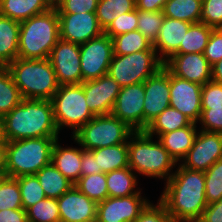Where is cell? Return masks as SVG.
<instances>
[{"label": "cell", "instance_id": "6da1fadb", "mask_svg": "<svg viewBox=\"0 0 222 222\" xmlns=\"http://www.w3.org/2000/svg\"><path fill=\"white\" fill-rule=\"evenodd\" d=\"M166 181L159 200L176 222H198L207 207L205 197V174L183 167Z\"/></svg>", "mask_w": 222, "mask_h": 222}, {"label": "cell", "instance_id": "7a4b0ae2", "mask_svg": "<svg viewBox=\"0 0 222 222\" xmlns=\"http://www.w3.org/2000/svg\"><path fill=\"white\" fill-rule=\"evenodd\" d=\"M5 141L59 137L51 100L23 99L3 117Z\"/></svg>", "mask_w": 222, "mask_h": 222}, {"label": "cell", "instance_id": "3957f363", "mask_svg": "<svg viewBox=\"0 0 222 222\" xmlns=\"http://www.w3.org/2000/svg\"><path fill=\"white\" fill-rule=\"evenodd\" d=\"M153 139L145 131H135L129 137V167L139 175L167 181L173 175L177 163L161 142Z\"/></svg>", "mask_w": 222, "mask_h": 222}, {"label": "cell", "instance_id": "277c9868", "mask_svg": "<svg viewBox=\"0 0 222 222\" xmlns=\"http://www.w3.org/2000/svg\"><path fill=\"white\" fill-rule=\"evenodd\" d=\"M59 39V17L53 6L44 13L20 22L18 57L47 59Z\"/></svg>", "mask_w": 222, "mask_h": 222}, {"label": "cell", "instance_id": "5b68a950", "mask_svg": "<svg viewBox=\"0 0 222 222\" xmlns=\"http://www.w3.org/2000/svg\"><path fill=\"white\" fill-rule=\"evenodd\" d=\"M6 68L23 99L51 100L60 86L49 58L22 59L18 57Z\"/></svg>", "mask_w": 222, "mask_h": 222}, {"label": "cell", "instance_id": "8992f818", "mask_svg": "<svg viewBox=\"0 0 222 222\" xmlns=\"http://www.w3.org/2000/svg\"><path fill=\"white\" fill-rule=\"evenodd\" d=\"M59 137H39L6 142L5 175L17 178L34 175L51 163V153Z\"/></svg>", "mask_w": 222, "mask_h": 222}, {"label": "cell", "instance_id": "52a82bcc", "mask_svg": "<svg viewBox=\"0 0 222 222\" xmlns=\"http://www.w3.org/2000/svg\"><path fill=\"white\" fill-rule=\"evenodd\" d=\"M135 131L119 118L108 115L94 116L71 138L84 150H94L126 143Z\"/></svg>", "mask_w": 222, "mask_h": 222}, {"label": "cell", "instance_id": "ba28073f", "mask_svg": "<svg viewBox=\"0 0 222 222\" xmlns=\"http://www.w3.org/2000/svg\"><path fill=\"white\" fill-rule=\"evenodd\" d=\"M51 102L59 133L70 127L73 135L95 116L86 103L83 83L59 86Z\"/></svg>", "mask_w": 222, "mask_h": 222}, {"label": "cell", "instance_id": "9c48e42d", "mask_svg": "<svg viewBox=\"0 0 222 222\" xmlns=\"http://www.w3.org/2000/svg\"><path fill=\"white\" fill-rule=\"evenodd\" d=\"M162 67L164 62L156 51H139L127 55H113L108 75L124 87L145 82Z\"/></svg>", "mask_w": 222, "mask_h": 222}, {"label": "cell", "instance_id": "30bf717a", "mask_svg": "<svg viewBox=\"0 0 222 222\" xmlns=\"http://www.w3.org/2000/svg\"><path fill=\"white\" fill-rule=\"evenodd\" d=\"M113 55L112 39L104 33L81 44L80 67L82 83L108 74Z\"/></svg>", "mask_w": 222, "mask_h": 222}, {"label": "cell", "instance_id": "8fae6325", "mask_svg": "<svg viewBox=\"0 0 222 222\" xmlns=\"http://www.w3.org/2000/svg\"><path fill=\"white\" fill-rule=\"evenodd\" d=\"M218 159H222V133L198 130L180 164L190 170L205 172Z\"/></svg>", "mask_w": 222, "mask_h": 222}, {"label": "cell", "instance_id": "7c38bea8", "mask_svg": "<svg viewBox=\"0 0 222 222\" xmlns=\"http://www.w3.org/2000/svg\"><path fill=\"white\" fill-rule=\"evenodd\" d=\"M144 82L121 87L111 114L134 131H144Z\"/></svg>", "mask_w": 222, "mask_h": 222}, {"label": "cell", "instance_id": "4fadbf2b", "mask_svg": "<svg viewBox=\"0 0 222 222\" xmlns=\"http://www.w3.org/2000/svg\"><path fill=\"white\" fill-rule=\"evenodd\" d=\"M49 60L60 86L82 83L79 44L59 39L52 48Z\"/></svg>", "mask_w": 222, "mask_h": 222}, {"label": "cell", "instance_id": "5bb4252c", "mask_svg": "<svg viewBox=\"0 0 222 222\" xmlns=\"http://www.w3.org/2000/svg\"><path fill=\"white\" fill-rule=\"evenodd\" d=\"M141 191L127 197H107L98 203L96 222H134L150 202Z\"/></svg>", "mask_w": 222, "mask_h": 222}, {"label": "cell", "instance_id": "9a60e30c", "mask_svg": "<svg viewBox=\"0 0 222 222\" xmlns=\"http://www.w3.org/2000/svg\"><path fill=\"white\" fill-rule=\"evenodd\" d=\"M144 131L166 108L170 107V71L164 66L144 82Z\"/></svg>", "mask_w": 222, "mask_h": 222}, {"label": "cell", "instance_id": "2e32d148", "mask_svg": "<svg viewBox=\"0 0 222 222\" xmlns=\"http://www.w3.org/2000/svg\"><path fill=\"white\" fill-rule=\"evenodd\" d=\"M59 17L60 39L75 44H83L104 33L96 13H57Z\"/></svg>", "mask_w": 222, "mask_h": 222}, {"label": "cell", "instance_id": "e0dca14e", "mask_svg": "<svg viewBox=\"0 0 222 222\" xmlns=\"http://www.w3.org/2000/svg\"><path fill=\"white\" fill-rule=\"evenodd\" d=\"M202 85L173 75L170 72V107L197 123L201 116Z\"/></svg>", "mask_w": 222, "mask_h": 222}, {"label": "cell", "instance_id": "ac0fdd59", "mask_svg": "<svg viewBox=\"0 0 222 222\" xmlns=\"http://www.w3.org/2000/svg\"><path fill=\"white\" fill-rule=\"evenodd\" d=\"M86 103L95 115L111 114L121 86L108 74L83 82Z\"/></svg>", "mask_w": 222, "mask_h": 222}, {"label": "cell", "instance_id": "d6986e66", "mask_svg": "<svg viewBox=\"0 0 222 222\" xmlns=\"http://www.w3.org/2000/svg\"><path fill=\"white\" fill-rule=\"evenodd\" d=\"M57 203L61 222H96L98 203L80 192L75 185L62 194Z\"/></svg>", "mask_w": 222, "mask_h": 222}, {"label": "cell", "instance_id": "ffe728a7", "mask_svg": "<svg viewBox=\"0 0 222 222\" xmlns=\"http://www.w3.org/2000/svg\"><path fill=\"white\" fill-rule=\"evenodd\" d=\"M164 66L175 76L204 85L211 81V65L200 53L174 54Z\"/></svg>", "mask_w": 222, "mask_h": 222}, {"label": "cell", "instance_id": "44dd1931", "mask_svg": "<svg viewBox=\"0 0 222 222\" xmlns=\"http://www.w3.org/2000/svg\"><path fill=\"white\" fill-rule=\"evenodd\" d=\"M191 25L192 23L190 22L168 17L164 18L156 41L152 44L163 62L179 50L180 44Z\"/></svg>", "mask_w": 222, "mask_h": 222}, {"label": "cell", "instance_id": "7402d4cb", "mask_svg": "<svg viewBox=\"0 0 222 222\" xmlns=\"http://www.w3.org/2000/svg\"><path fill=\"white\" fill-rule=\"evenodd\" d=\"M196 124L197 123L192 122L189 126L160 134L157 137L177 164L186 157L189 149L193 145L198 132Z\"/></svg>", "mask_w": 222, "mask_h": 222}, {"label": "cell", "instance_id": "603a6c76", "mask_svg": "<svg viewBox=\"0 0 222 222\" xmlns=\"http://www.w3.org/2000/svg\"><path fill=\"white\" fill-rule=\"evenodd\" d=\"M82 147H61L59 140L54 143L51 163L73 184L81 177Z\"/></svg>", "mask_w": 222, "mask_h": 222}, {"label": "cell", "instance_id": "cb8c5ba5", "mask_svg": "<svg viewBox=\"0 0 222 222\" xmlns=\"http://www.w3.org/2000/svg\"><path fill=\"white\" fill-rule=\"evenodd\" d=\"M52 7V0H0V15L22 22Z\"/></svg>", "mask_w": 222, "mask_h": 222}, {"label": "cell", "instance_id": "d4e9b609", "mask_svg": "<svg viewBox=\"0 0 222 222\" xmlns=\"http://www.w3.org/2000/svg\"><path fill=\"white\" fill-rule=\"evenodd\" d=\"M20 22L0 15V60L7 66L19 52Z\"/></svg>", "mask_w": 222, "mask_h": 222}, {"label": "cell", "instance_id": "484cf974", "mask_svg": "<svg viewBox=\"0 0 222 222\" xmlns=\"http://www.w3.org/2000/svg\"><path fill=\"white\" fill-rule=\"evenodd\" d=\"M102 173L129 167L128 142L91 150Z\"/></svg>", "mask_w": 222, "mask_h": 222}, {"label": "cell", "instance_id": "4316f807", "mask_svg": "<svg viewBox=\"0 0 222 222\" xmlns=\"http://www.w3.org/2000/svg\"><path fill=\"white\" fill-rule=\"evenodd\" d=\"M137 177L136 173L130 167L106 173V185L109 197H127L139 193L141 189L137 188Z\"/></svg>", "mask_w": 222, "mask_h": 222}, {"label": "cell", "instance_id": "83f0119b", "mask_svg": "<svg viewBox=\"0 0 222 222\" xmlns=\"http://www.w3.org/2000/svg\"><path fill=\"white\" fill-rule=\"evenodd\" d=\"M35 175L47 198L58 199L74 185L52 163L44 166Z\"/></svg>", "mask_w": 222, "mask_h": 222}, {"label": "cell", "instance_id": "f1b7e54d", "mask_svg": "<svg viewBox=\"0 0 222 222\" xmlns=\"http://www.w3.org/2000/svg\"><path fill=\"white\" fill-rule=\"evenodd\" d=\"M192 121L175 108L168 107L162 111L145 129L150 136H159L176 129L189 126Z\"/></svg>", "mask_w": 222, "mask_h": 222}, {"label": "cell", "instance_id": "f546056e", "mask_svg": "<svg viewBox=\"0 0 222 222\" xmlns=\"http://www.w3.org/2000/svg\"><path fill=\"white\" fill-rule=\"evenodd\" d=\"M202 0H167L163 13L165 17L190 22H200Z\"/></svg>", "mask_w": 222, "mask_h": 222}, {"label": "cell", "instance_id": "4dcf8cb0", "mask_svg": "<svg viewBox=\"0 0 222 222\" xmlns=\"http://www.w3.org/2000/svg\"><path fill=\"white\" fill-rule=\"evenodd\" d=\"M113 54L127 55L139 51H155L152 43L138 30L114 36Z\"/></svg>", "mask_w": 222, "mask_h": 222}, {"label": "cell", "instance_id": "1f68e13d", "mask_svg": "<svg viewBox=\"0 0 222 222\" xmlns=\"http://www.w3.org/2000/svg\"><path fill=\"white\" fill-rule=\"evenodd\" d=\"M213 27L202 22L192 24L182 40L179 50L175 54L200 53L203 54Z\"/></svg>", "mask_w": 222, "mask_h": 222}, {"label": "cell", "instance_id": "d6a6232c", "mask_svg": "<svg viewBox=\"0 0 222 222\" xmlns=\"http://www.w3.org/2000/svg\"><path fill=\"white\" fill-rule=\"evenodd\" d=\"M135 9V0H99L96 17L100 27L105 30L115 18Z\"/></svg>", "mask_w": 222, "mask_h": 222}, {"label": "cell", "instance_id": "836d02e7", "mask_svg": "<svg viewBox=\"0 0 222 222\" xmlns=\"http://www.w3.org/2000/svg\"><path fill=\"white\" fill-rule=\"evenodd\" d=\"M23 97L7 68L0 69V116L4 117L21 103Z\"/></svg>", "mask_w": 222, "mask_h": 222}, {"label": "cell", "instance_id": "e575fe53", "mask_svg": "<svg viewBox=\"0 0 222 222\" xmlns=\"http://www.w3.org/2000/svg\"><path fill=\"white\" fill-rule=\"evenodd\" d=\"M74 185L80 192L96 203L104 201L109 197L105 173L81 176Z\"/></svg>", "mask_w": 222, "mask_h": 222}, {"label": "cell", "instance_id": "d590c367", "mask_svg": "<svg viewBox=\"0 0 222 222\" xmlns=\"http://www.w3.org/2000/svg\"><path fill=\"white\" fill-rule=\"evenodd\" d=\"M28 222H61L57 199L45 198L26 210Z\"/></svg>", "mask_w": 222, "mask_h": 222}, {"label": "cell", "instance_id": "8d00e7d4", "mask_svg": "<svg viewBox=\"0 0 222 222\" xmlns=\"http://www.w3.org/2000/svg\"><path fill=\"white\" fill-rule=\"evenodd\" d=\"M15 179L18 181L20 187L22 206L25 211L38 201L46 198L35 174L20 176Z\"/></svg>", "mask_w": 222, "mask_h": 222}, {"label": "cell", "instance_id": "74e56055", "mask_svg": "<svg viewBox=\"0 0 222 222\" xmlns=\"http://www.w3.org/2000/svg\"><path fill=\"white\" fill-rule=\"evenodd\" d=\"M138 10L137 30L140 31L152 44L156 41L163 20V11Z\"/></svg>", "mask_w": 222, "mask_h": 222}, {"label": "cell", "instance_id": "f35d334b", "mask_svg": "<svg viewBox=\"0 0 222 222\" xmlns=\"http://www.w3.org/2000/svg\"><path fill=\"white\" fill-rule=\"evenodd\" d=\"M205 197L208 204L222 199V159H218L204 172Z\"/></svg>", "mask_w": 222, "mask_h": 222}, {"label": "cell", "instance_id": "ab89813d", "mask_svg": "<svg viewBox=\"0 0 222 222\" xmlns=\"http://www.w3.org/2000/svg\"><path fill=\"white\" fill-rule=\"evenodd\" d=\"M19 208L23 206L18 181L5 176L0 182V211Z\"/></svg>", "mask_w": 222, "mask_h": 222}, {"label": "cell", "instance_id": "60d3db41", "mask_svg": "<svg viewBox=\"0 0 222 222\" xmlns=\"http://www.w3.org/2000/svg\"><path fill=\"white\" fill-rule=\"evenodd\" d=\"M138 10L123 13L113 20L104 30V34L113 38L119 34L137 30Z\"/></svg>", "mask_w": 222, "mask_h": 222}, {"label": "cell", "instance_id": "b9f144b4", "mask_svg": "<svg viewBox=\"0 0 222 222\" xmlns=\"http://www.w3.org/2000/svg\"><path fill=\"white\" fill-rule=\"evenodd\" d=\"M200 22L222 28V0H202Z\"/></svg>", "mask_w": 222, "mask_h": 222}, {"label": "cell", "instance_id": "7bdbcfd3", "mask_svg": "<svg viewBox=\"0 0 222 222\" xmlns=\"http://www.w3.org/2000/svg\"><path fill=\"white\" fill-rule=\"evenodd\" d=\"M99 0H55L57 13H96Z\"/></svg>", "mask_w": 222, "mask_h": 222}, {"label": "cell", "instance_id": "ee69618b", "mask_svg": "<svg viewBox=\"0 0 222 222\" xmlns=\"http://www.w3.org/2000/svg\"><path fill=\"white\" fill-rule=\"evenodd\" d=\"M134 222H176L158 199L157 204L149 202Z\"/></svg>", "mask_w": 222, "mask_h": 222}, {"label": "cell", "instance_id": "f6af8a7d", "mask_svg": "<svg viewBox=\"0 0 222 222\" xmlns=\"http://www.w3.org/2000/svg\"><path fill=\"white\" fill-rule=\"evenodd\" d=\"M202 131L222 133V106L202 109L200 119Z\"/></svg>", "mask_w": 222, "mask_h": 222}, {"label": "cell", "instance_id": "bcb514c9", "mask_svg": "<svg viewBox=\"0 0 222 222\" xmlns=\"http://www.w3.org/2000/svg\"><path fill=\"white\" fill-rule=\"evenodd\" d=\"M222 106V83L209 81L202 85L201 108Z\"/></svg>", "mask_w": 222, "mask_h": 222}, {"label": "cell", "instance_id": "7dc6e473", "mask_svg": "<svg viewBox=\"0 0 222 222\" xmlns=\"http://www.w3.org/2000/svg\"><path fill=\"white\" fill-rule=\"evenodd\" d=\"M212 66L222 59V28H213L203 52Z\"/></svg>", "mask_w": 222, "mask_h": 222}, {"label": "cell", "instance_id": "c3c4849f", "mask_svg": "<svg viewBox=\"0 0 222 222\" xmlns=\"http://www.w3.org/2000/svg\"><path fill=\"white\" fill-rule=\"evenodd\" d=\"M198 222H222V199L208 204Z\"/></svg>", "mask_w": 222, "mask_h": 222}, {"label": "cell", "instance_id": "681fc988", "mask_svg": "<svg viewBox=\"0 0 222 222\" xmlns=\"http://www.w3.org/2000/svg\"><path fill=\"white\" fill-rule=\"evenodd\" d=\"M102 173L101 170H97L96 158L94 154L89 150L82 148V160H81V176H87L90 174Z\"/></svg>", "mask_w": 222, "mask_h": 222}, {"label": "cell", "instance_id": "f907efd6", "mask_svg": "<svg viewBox=\"0 0 222 222\" xmlns=\"http://www.w3.org/2000/svg\"><path fill=\"white\" fill-rule=\"evenodd\" d=\"M0 222H28L27 213L23 208L1 210Z\"/></svg>", "mask_w": 222, "mask_h": 222}, {"label": "cell", "instance_id": "816d5d0a", "mask_svg": "<svg viewBox=\"0 0 222 222\" xmlns=\"http://www.w3.org/2000/svg\"><path fill=\"white\" fill-rule=\"evenodd\" d=\"M167 0H135L136 9L144 11H163Z\"/></svg>", "mask_w": 222, "mask_h": 222}, {"label": "cell", "instance_id": "f5cc1de1", "mask_svg": "<svg viewBox=\"0 0 222 222\" xmlns=\"http://www.w3.org/2000/svg\"><path fill=\"white\" fill-rule=\"evenodd\" d=\"M211 80L217 83H222V59L212 65Z\"/></svg>", "mask_w": 222, "mask_h": 222}, {"label": "cell", "instance_id": "db71d44e", "mask_svg": "<svg viewBox=\"0 0 222 222\" xmlns=\"http://www.w3.org/2000/svg\"><path fill=\"white\" fill-rule=\"evenodd\" d=\"M6 141H0V172L5 169Z\"/></svg>", "mask_w": 222, "mask_h": 222}, {"label": "cell", "instance_id": "11a10c76", "mask_svg": "<svg viewBox=\"0 0 222 222\" xmlns=\"http://www.w3.org/2000/svg\"><path fill=\"white\" fill-rule=\"evenodd\" d=\"M0 141H5L4 127H3V117L2 116H0Z\"/></svg>", "mask_w": 222, "mask_h": 222}, {"label": "cell", "instance_id": "9f6ffc18", "mask_svg": "<svg viewBox=\"0 0 222 222\" xmlns=\"http://www.w3.org/2000/svg\"><path fill=\"white\" fill-rule=\"evenodd\" d=\"M6 175H5V172H0V182H1V180L5 177Z\"/></svg>", "mask_w": 222, "mask_h": 222}, {"label": "cell", "instance_id": "6f0895ef", "mask_svg": "<svg viewBox=\"0 0 222 222\" xmlns=\"http://www.w3.org/2000/svg\"><path fill=\"white\" fill-rule=\"evenodd\" d=\"M6 68V65L0 60V69Z\"/></svg>", "mask_w": 222, "mask_h": 222}]
</instances>
